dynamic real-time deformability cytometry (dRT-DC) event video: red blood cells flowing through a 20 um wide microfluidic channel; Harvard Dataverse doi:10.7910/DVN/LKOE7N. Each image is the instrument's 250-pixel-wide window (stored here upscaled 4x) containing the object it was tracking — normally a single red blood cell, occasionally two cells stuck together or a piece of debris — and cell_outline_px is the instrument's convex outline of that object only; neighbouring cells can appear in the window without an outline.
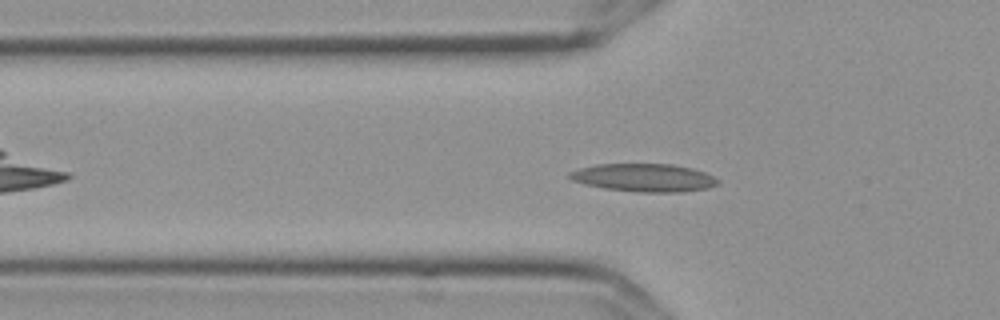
{"species": "Egyptian fruit bat (a non-hibernating species)", "species_latin": "Rousettus aegyptiacus", "temperature_condition": "cold", "stored_images_in_passage": 49, "camera_frame_rate_fps": 3000, "um_per_image_px": 0.085, "frame": {"image": 1, "passage_image": 11, "time_ms": 3.333, "image_size_px": [1000, 320], "cell_outline_px": [[720, 180], [716, 184], [708, 188], [684, 192], [640, 192], [604, 188], [584, 184], [572, 180], [568, 176], [568, 172], [580, 168], [596, 164], [672, 164], [692, 168], [704, 172]], "centroid_in_image_um": [54.73, 15.1], "position_along_channel_um": 71.1, "area_um2": 24.16}}
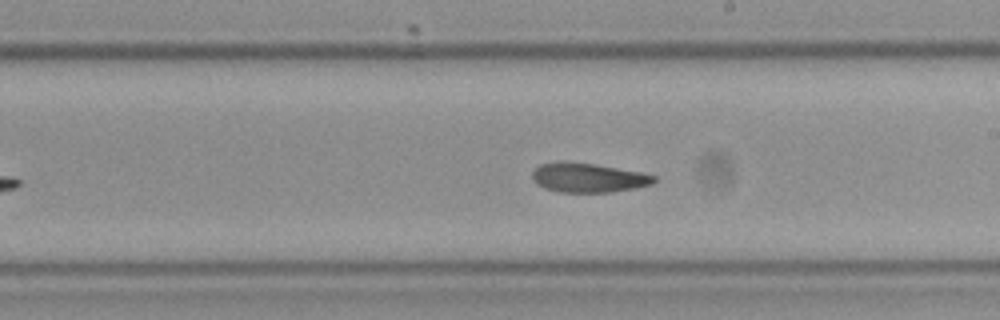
{"frame": {"image": 2, "passage_image": 25, "time_ms": 8.0, "image_size_px": [1000, 320], "cell_outline_px": [[656, 180], [652, 184], [636, 188], [612, 192], [556, 192], [544, 188], [536, 184], [532, 176], [532, 172], [540, 164], [560, 160], [564, 160], [596, 164], [640, 172], [656, 176]], "centroid_in_image_um": [49.97, 15.09], "position_along_channel_um": 239.0, "area_um2": 21.1}}
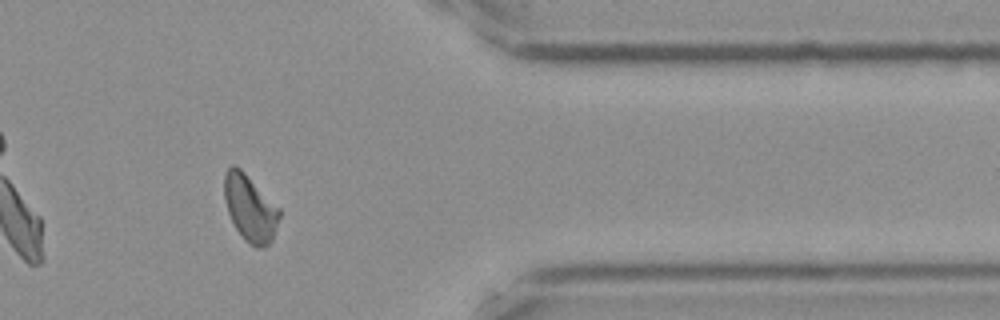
{"frame": {"image": 3, "passage_image": 39, "time_ms": 12.667, "image_size_px": [1000, 320], "cell_outline_px": [[280, 216], [272, 240], [264, 248], [256, 248], [248, 244], [244, 240], [236, 228], [228, 212], [224, 200], [224, 172], [232, 164], [236, 164], [280, 208]], "centroid_in_image_um": [21.25, 17.69], "position_along_channel_um": 390.2, "area_um2": 21.44}, "authors_computed_cell_mechanics": {"area_um2": 21.6172, "velocity_mm_per_s": 3.5889, "shape_relaxation_time_tau1_ms": 11.0192, "shape_relaxation_time_tau2_ms": 3.1508, "deformation_change_tau1": 0.2076, "deformation_change_tau2": 0.0923}}